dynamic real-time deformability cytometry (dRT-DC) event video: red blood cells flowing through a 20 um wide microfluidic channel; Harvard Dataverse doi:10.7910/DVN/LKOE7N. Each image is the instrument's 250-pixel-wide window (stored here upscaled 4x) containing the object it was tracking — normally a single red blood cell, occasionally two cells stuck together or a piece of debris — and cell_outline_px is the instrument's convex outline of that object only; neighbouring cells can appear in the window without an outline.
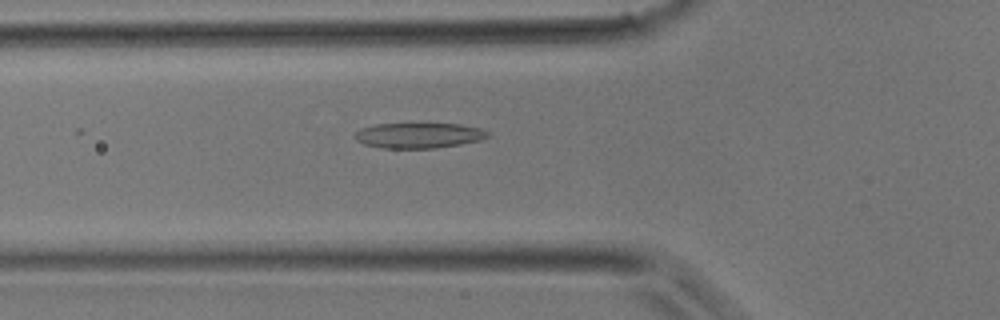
{"species": "common noctule bat (a hibernating species)", "species_latin": "Nyctalus noctula", "temperature_condition": "room temperature", "stored_images_in_passage": 26, "camera_frame_rate_fps": 3000, "um_per_image_px": 0.085, "animal": {"sex": "male", "body_mass_g": 17.9}, "frame": {"image": 1, "passage_image": 3, "time_ms": 0.667, "image_size_px": [1000, 320], "cell_outline_px": [[488, 136], [480, 140], [460, 144], [436, 148], [380, 148], [364, 144], [356, 140], [356, 132], [360, 128], [376, 124], [460, 124], [480, 128], [488, 132]], "centroid_in_image_um": [35.58, 11.51], "position_along_channel_um": 90.2, "area_um2": 19.48}}
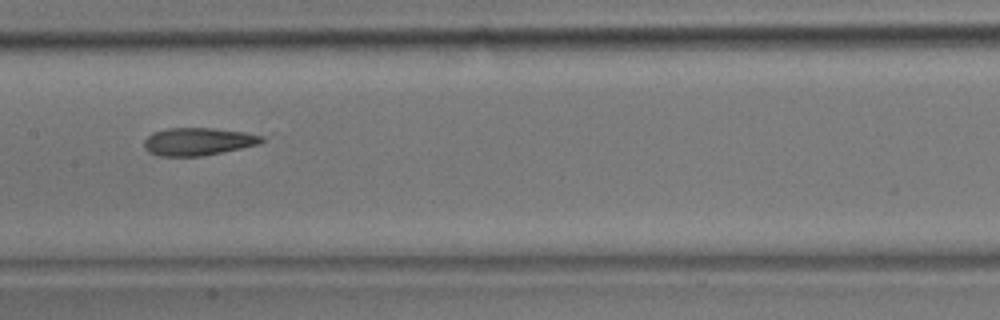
{"frame": {"image": 2, "passage_image": 9, "time_ms": 2.667, "image_size_px": [1000, 320], "cell_outline_px": [[264, 140], [260, 144], [200, 156], [160, 156], [148, 152], [144, 148], [144, 140], [152, 132], [168, 128], [212, 128], [244, 132], [264, 136]], "centroid_in_image_um": [16.81, 12.02], "position_along_channel_um": 190.6, "area_um2": 18.9}}
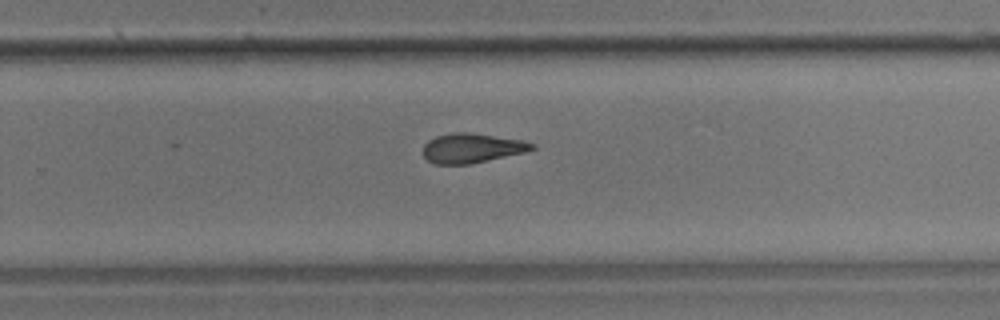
{"frame": {"image": 3, "passage_image": 15, "time_ms": 4.667, "image_size_px": [1000, 320], "cell_outline_px": [[536, 148], [524, 152], [488, 160], [468, 164], [436, 164], [428, 160], [424, 156], [424, 144], [428, 140], [436, 136], [456, 132], [468, 132], [524, 140], [536, 144]], "centroid_in_image_um": [40.12, 12.58], "position_along_channel_um": 289.7, "area_um2": 18.61}}